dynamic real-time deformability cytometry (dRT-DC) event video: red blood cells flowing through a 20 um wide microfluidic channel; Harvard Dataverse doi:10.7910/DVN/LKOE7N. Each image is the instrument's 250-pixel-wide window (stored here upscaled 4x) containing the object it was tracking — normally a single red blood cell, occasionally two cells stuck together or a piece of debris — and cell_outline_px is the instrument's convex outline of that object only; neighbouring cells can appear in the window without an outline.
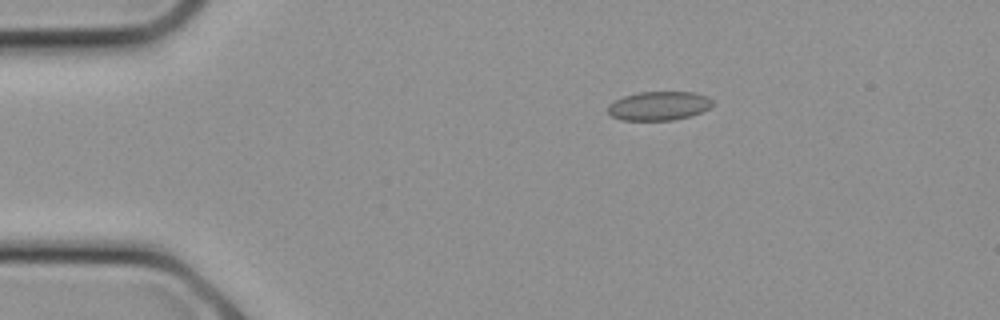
{"species": "common noctule bat (a hibernating species)", "species_latin": "Nyctalus noctula", "temperature_condition": "cold", "stored_images_in_passage": 9, "camera_frame_rate_fps": 3000, "um_per_image_px": 0.085, "animal": {"sex": "female", "body_mass_g": 21.9}, "frame": {"image": 1, "passage_image": 3, "time_ms": 0.667, "image_size_px": [1000, 320], "cell_outline_px": [[716, 104], [692, 116], [672, 120], [620, 120], [612, 116], [608, 112], [608, 104], [624, 96], [640, 92], [696, 92], [708, 96]], "centroid_in_image_um": [56.04, 9.0], "position_along_channel_um": 29.0, "area_um2": 17.74}}
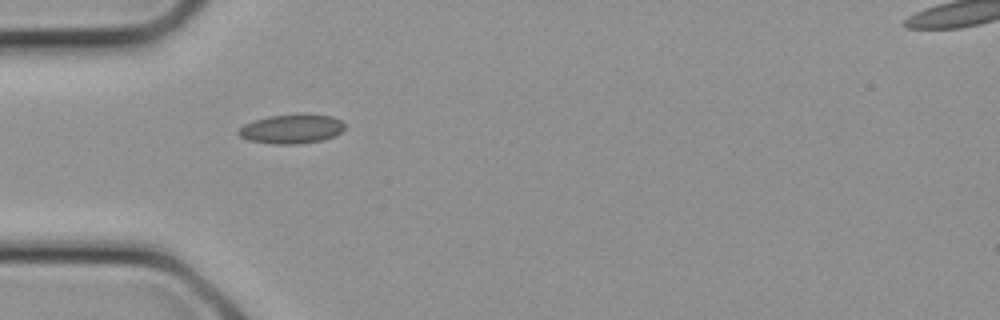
{"frame": {"image": 2, "passage_image": 6, "time_ms": 1.667, "image_size_px": [1000, 320], "cell_outline_px": [[344, 128], [340, 132], [332, 136], [320, 140], [296, 144], [276, 144], [248, 140], [240, 136], [236, 132], [244, 124], [268, 116], [304, 112], [332, 116], [340, 120], [344, 124]], "centroid_in_image_um": [24.78, 10.92], "position_along_channel_um": 60.2, "area_um2": 18.21}}
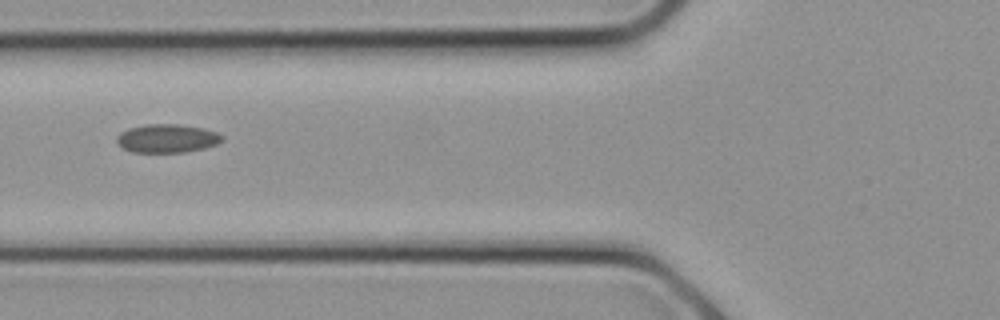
{"frame": {"image": 3, "passage_image": 8, "time_ms": 2.333, "image_size_px": [1000, 320], "cell_outline_px": [[224, 140], [216, 144], [204, 148], [184, 152], [132, 152], [116, 144], [116, 136], [120, 132], [128, 128], [148, 124], [180, 124], [204, 128], [216, 132], [224, 136]], "centroid_in_image_um": [14.19, 11.76], "position_along_channel_um": 111.6, "area_um2": 17.63}}